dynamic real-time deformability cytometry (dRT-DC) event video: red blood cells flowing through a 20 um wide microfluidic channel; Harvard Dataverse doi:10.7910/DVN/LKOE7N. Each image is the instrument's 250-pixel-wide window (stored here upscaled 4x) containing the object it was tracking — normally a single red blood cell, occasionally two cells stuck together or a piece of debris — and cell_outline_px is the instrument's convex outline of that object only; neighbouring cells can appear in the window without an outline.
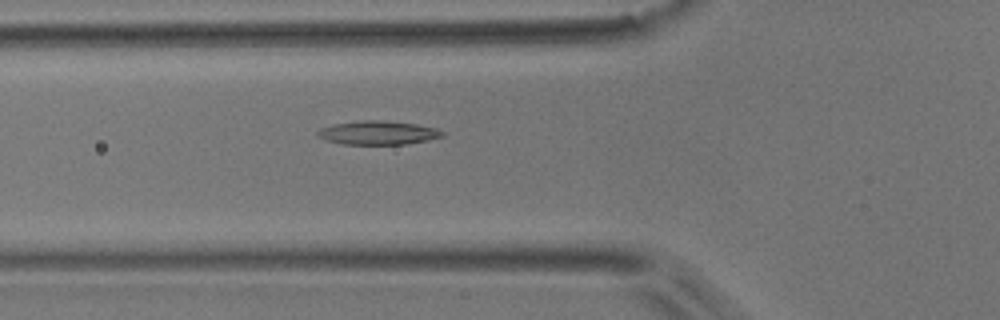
{"species": "common noctule bat (a hibernating species)", "species_latin": "Nyctalus noctula", "temperature_condition": "room temperature", "stored_images_in_passage": 39, "camera_frame_rate_fps": 3000, "um_per_image_px": 0.085, "animal": {"sex": "male", "body_mass_g": 17.9}, "frame": {"image": 1, "passage_image": 6, "time_ms": 1.667, "image_size_px": [1000, 320], "cell_outline_px": [[444, 136], [428, 140], [408, 144], [340, 144], [324, 140], [316, 136], [316, 132], [320, 128], [332, 124], [360, 120], [380, 120], [416, 124], [436, 128], [444, 132]], "centroid_in_image_um": [32.08, 11.29], "position_along_channel_um": 93.7, "area_um2": 17.46}}
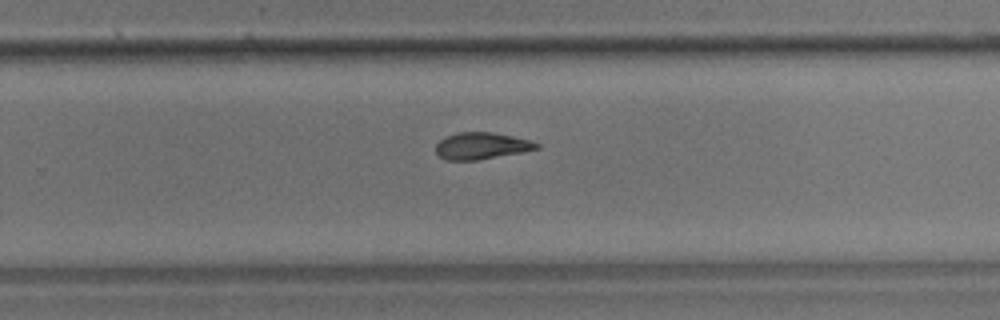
{"frame": {"image": 2, "passage_image": 21, "time_ms": 6.667, "image_size_px": [1000, 320], "cell_outline_px": [[540, 148], [520, 152], [476, 160], [444, 160], [436, 152], [436, 144], [444, 136], [456, 132], [492, 132], [512, 136], [528, 140], [540, 144]], "centroid_in_image_um": [40.88, 12.39], "position_along_channel_um": 288.9, "area_um2": 15.61}}
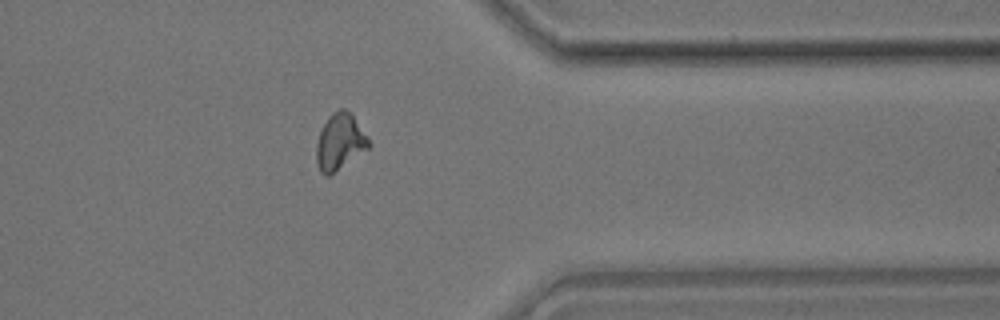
{"frame": {"image": 3, "passage_image": 29, "time_ms": 9.333, "image_size_px": [1000, 320], "cell_outline_px": [[372, 144], [368, 148], [328, 176], [324, 176], [320, 172], [316, 160], [316, 144], [320, 132], [328, 116], [332, 112], [340, 108], [344, 108], [352, 116]], "centroid_in_image_um": [28.85, 12.06], "position_along_channel_um": 382.5, "area_um2": 16.76}, "authors_computed_cell_mechanics": {"area_um2": 16.473, "velocity_mm_per_s": 3.9024, "shape_relaxation_time_tau1_ms": 8.0617, "shape_relaxation_time_tau2_ms": 3.8741, "deformation_change_tau1": 0.2145, "deformation_change_tau2": 0.1168}}